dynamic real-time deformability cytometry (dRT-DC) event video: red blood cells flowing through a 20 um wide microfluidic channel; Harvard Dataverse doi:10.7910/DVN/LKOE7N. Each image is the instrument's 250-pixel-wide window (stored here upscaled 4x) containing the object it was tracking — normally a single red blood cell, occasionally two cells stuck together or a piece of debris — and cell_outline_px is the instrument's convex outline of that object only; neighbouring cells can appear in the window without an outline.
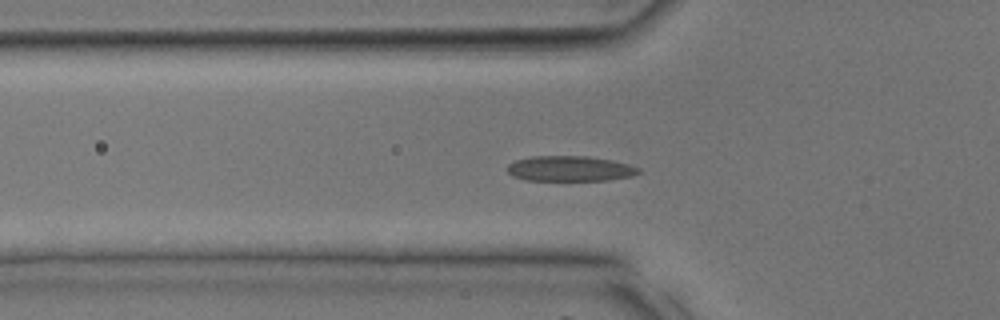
{"species": "common noctule bat (a hibernating species)", "species_latin": "Nyctalus noctula", "temperature_condition": "room temperature", "stored_images_in_passage": 39, "camera_frame_rate_fps": 3000, "um_per_image_px": 0.085, "animal": {"sex": "male", "body_mass_g": 17.9, "forearm_length_mm": 54.2}, "frame": {"image": 1, "passage_image": 14, "time_ms": 4.333, "image_size_px": [1000, 320], "cell_outline_px": [[640, 172], [632, 176], [608, 180], [528, 180], [512, 176], [508, 172], [508, 164], [516, 160], [532, 156], [588, 156], [612, 160], [628, 164], [640, 168]], "centroid_in_image_um": [48.45, 14.33], "position_along_channel_um": 77.3, "area_um2": 19.31}}
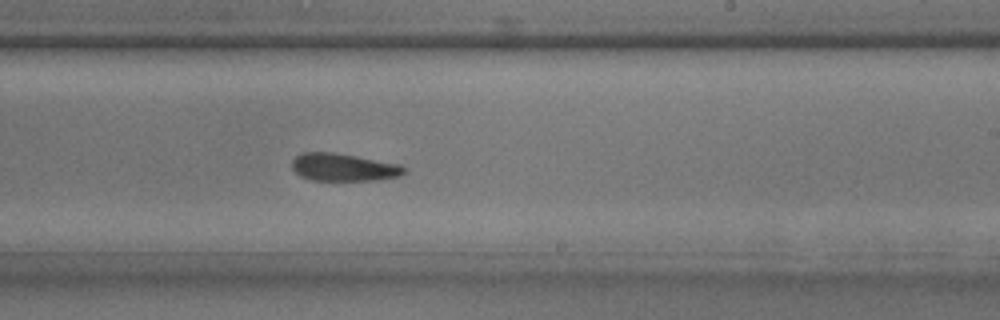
{"frame": {"image": 2, "passage_image": 24, "time_ms": 7.667, "image_size_px": [1000, 320], "cell_outline_px": [[408, 172], [400, 176], [380, 180], [312, 180], [300, 176], [292, 168], [292, 160], [300, 152], [336, 152], [400, 164]], "centroid_in_image_um": [29.21, 14.21], "position_along_channel_um": 259.8, "area_um2": 18.26}}
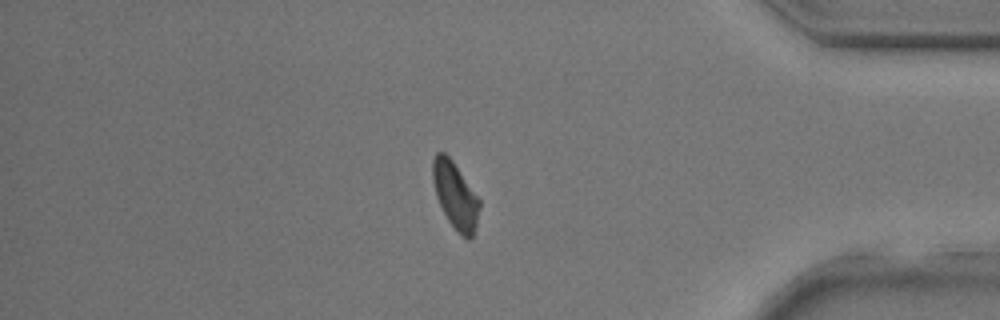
{"frame": {"image": 3, "passage_image": 33, "time_ms": 10.667, "image_size_px": [1000, 320], "cell_outline_px": [[480, 208], [476, 224], [472, 236], [468, 240], [448, 220], [436, 196], [432, 180], [432, 160], [436, 152], [444, 152], [452, 160], [480, 200]], "centroid_in_image_um": [38.68, 16.56], "position_along_channel_um": 396.5, "area_um2": 17.74}}